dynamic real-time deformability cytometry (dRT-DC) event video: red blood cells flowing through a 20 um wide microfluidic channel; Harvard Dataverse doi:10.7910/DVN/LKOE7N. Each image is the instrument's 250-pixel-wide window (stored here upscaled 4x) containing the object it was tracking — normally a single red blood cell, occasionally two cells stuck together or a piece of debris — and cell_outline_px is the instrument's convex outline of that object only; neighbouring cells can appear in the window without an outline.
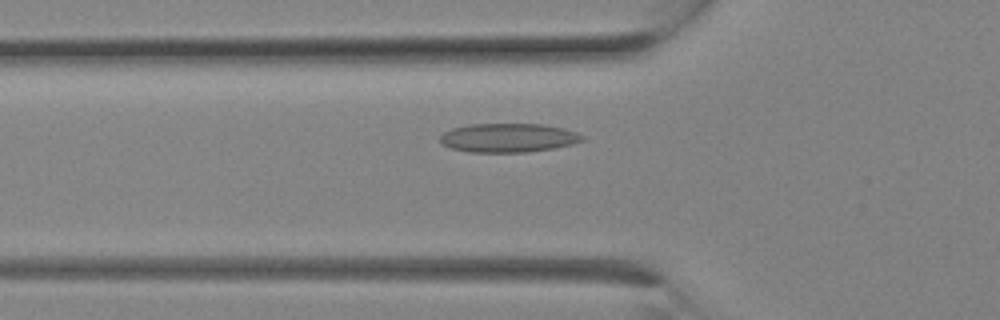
{"species": "Egyptian fruit bat (a non-hibernating species)", "species_latin": "Rousettus aegyptiacus", "temperature_condition": "room temperature", "stored_images_in_passage": 11, "camera_frame_rate_fps": 3000, "um_per_image_px": 0.085, "animal": {"sex": "female"}, "frame": {"image": 1, "passage_image": 4, "time_ms": 1.0, "image_size_px": [1000, 320], "cell_outline_px": [[584, 140], [572, 144], [552, 148], [528, 152], [468, 152], [452, 148], [440, 144], [440, 136], [444, 132], [452, 128], [468, 124], [540, 124], [564, 128], [576, 132], [584, 136]], "centroid_in_image_um": [43.18, 11.71], "position_along_channel_um": 82.6, "area_um2": 23.99}}
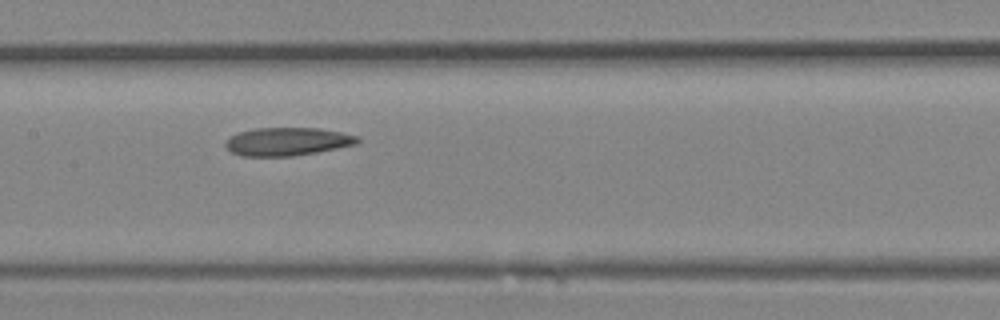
{"frame": {"image": 2, "passage_image": 8, "time_ms": 2.333, "image_size_px": [1000, 320], "cell_outline_px": [[360, 140], [356, 144], [316, 152], [292, 156], [240, 156], [232, 152], [224, 144], [232, 136], [240, 132], [256, 128], [320, 128], [340, 132], [356, 136]], "centroid_in_image_um": [24.42, 12.03], "position_along_channel_um": 183.0, "area_um2": 21.33}}
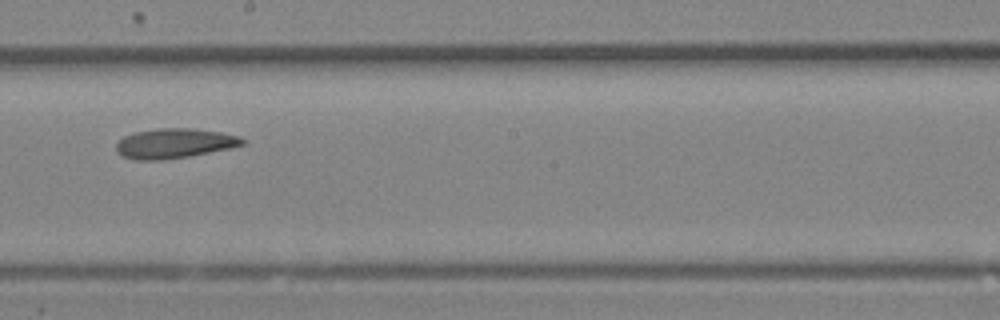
{"frame": {"image": 3, "passage_image": 10, "time_ms": 3.0, "image_size_px": [1000, 320], "cell_outline_px": [[244, 144], [232, 148], [188, 156], [164, 160], [136, 160], [124, 156], [116, 152], [116, 144], [124, 136], [136, 132], [160, 128], [192, 128], [220, 132], [240, 136], [244, 140]], "centroid_in_image_um": [14.83, 12.19], "position_along_channel_um": 233.4, "area_um2": 21.85}}